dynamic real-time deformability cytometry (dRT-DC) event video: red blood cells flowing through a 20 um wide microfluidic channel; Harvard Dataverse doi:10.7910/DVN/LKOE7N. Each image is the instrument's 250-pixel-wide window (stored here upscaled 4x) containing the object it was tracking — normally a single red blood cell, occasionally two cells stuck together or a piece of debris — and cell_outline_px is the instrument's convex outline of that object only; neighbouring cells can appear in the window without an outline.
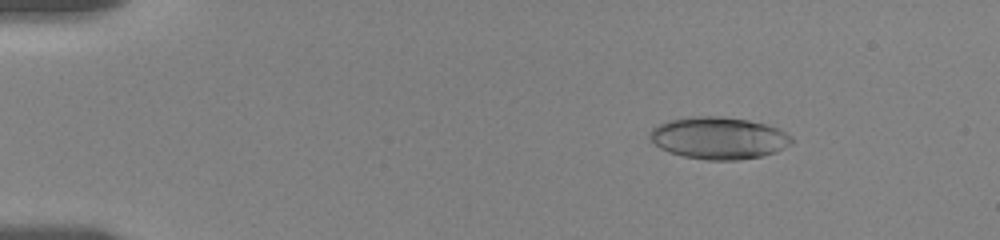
{"species": "human", "species_latin": "Homo sapiens", "temperature_condition": "room temperature", "stored_images_in_passage": 15, "camera_frame_rate_fps": 3000, "um_per_image_px": 0.085, "donor": {"sex": "female"}, "frame": {"image": 1, "passage_image": 4, "time_ms": 2.0, "image_size_px": [1000, 240], "cell_outline_px": [[792, 144], [776, 152], [760, 156], [740, 160], [708, 160], [684, 156], [668, 152], [660, 148], [648, 136], [648, 132], [656, 124], [668, 120], [692, 116], [720, 116], [748, 120], [764, 124], [776, 128], [792, 136]], "centroid_in_image_um": [61.06, 11.73], "position_along_channel_um": 23.9, "area_um2": 34.85}}
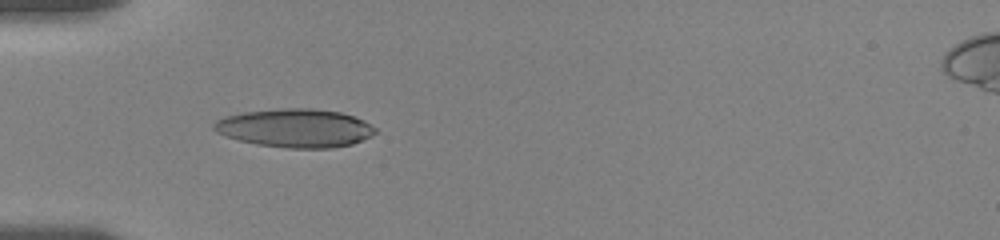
{"frame": {"image": 2, "passage_image": 10, "time_ms": 5.333, "image_size_px": [1000, 240], "cell_outline_px": [[376, 132], [372, 136], [352, 144], [332, 148], [288, 148], [256, 144], [236, 140], [224, 136], [216, 132], [212, 128], [212, 124], [216, 120], [224, 116], [244, 112], [284, 108], [312, 108], [340, 112], [364, 120], [376, 128]], "centroid_in_image_um": [25.06, 10.89], "position_along_channel_um": 59.9, "area_um2": 36.41}}
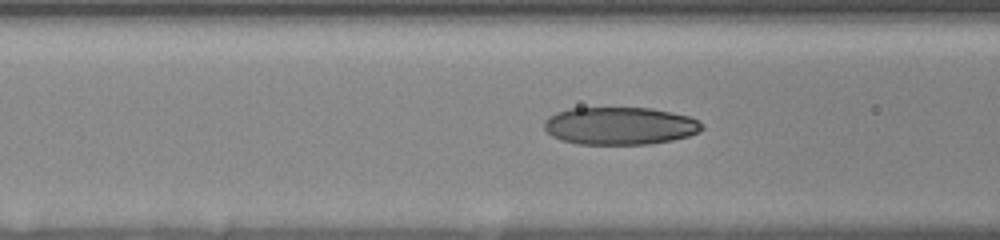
{"frame": {"image": 3, "passage_image": 14, "time_ms": 7.0, "image_size_px": [1000, 240], "cell_outline_px": [[704, 128], [700, 132], [688, 136], [672, 140], [648, 144], [576, 144], [560, 140], [552, 136], [544, 128], [544, 120], [548, 116], [556, 112], [568, 108], [652, 108], [688, 116], [704, 124]], "centroid_in_image_um": [52.67, 10.7], "position_along_channel_um": 113.9, "area_um2": 34.8}}